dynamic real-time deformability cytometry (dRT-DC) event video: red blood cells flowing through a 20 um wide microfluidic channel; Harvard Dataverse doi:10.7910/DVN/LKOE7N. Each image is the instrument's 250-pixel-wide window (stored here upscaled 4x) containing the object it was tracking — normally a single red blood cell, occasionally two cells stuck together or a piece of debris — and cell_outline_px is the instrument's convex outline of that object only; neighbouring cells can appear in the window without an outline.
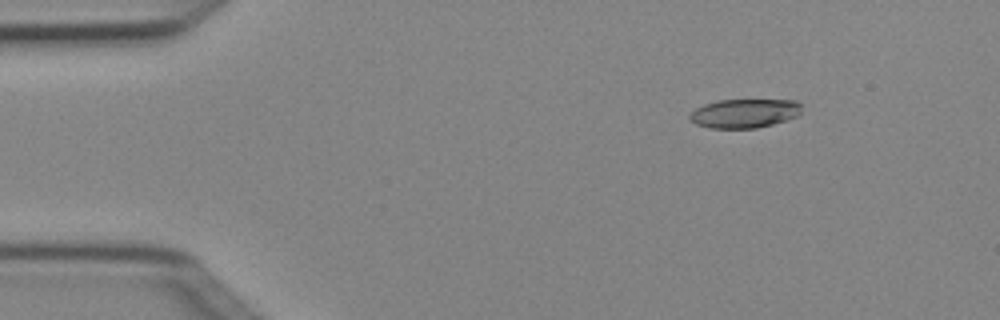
{"species": "Egyptian fruit bat (a non-hibernating species)", "species_latin": "Rousettus aegyptiacus", "temperature_condition": "cold", "stored_images_in_passage": 4, "camera_frame_rate_fps": 3000, "um_per_image_px": 0.085, "animal": {"sex": "female"}, "frame": {"image": 1, "passage_image": 2, "time_ms": 0.333, "image_size_px": [1000, 320], "cell_outline_px": [[804, 104], [800, 112], [796, 116], [772, 124], [756, 128], [708, 128], [696, 124], [688, 120], [688, 116], [696, 108], [704, 104], [716, 100], [796, 100]], "centroid_in_image_um": [63.26, 9.63], "position_along_channel_um": 21.7, "area_um2": 19.02}}